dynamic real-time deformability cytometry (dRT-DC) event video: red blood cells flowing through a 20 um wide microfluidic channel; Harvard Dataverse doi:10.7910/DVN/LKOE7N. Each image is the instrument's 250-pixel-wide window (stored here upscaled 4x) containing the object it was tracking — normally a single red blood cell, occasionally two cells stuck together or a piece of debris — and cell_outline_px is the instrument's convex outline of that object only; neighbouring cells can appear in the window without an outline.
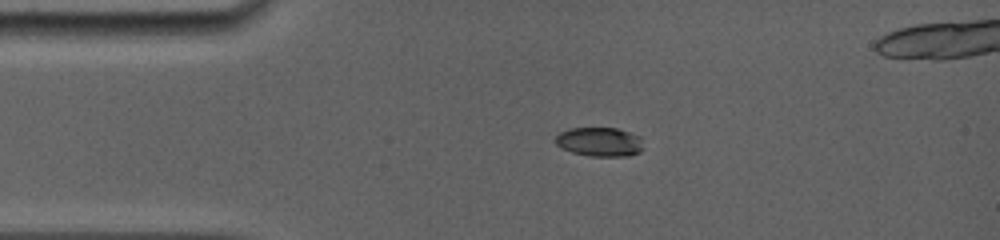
{"species": "common noctule bat (a hibernating species)", "species_latin": "Nyctalus noctula", "temperature_condition": "room temperature", "stored_images_in_passage": 64, "camera_frame_rate_fps": 5000, "um_per_image_px": 0.085, "animal": {"sex": "female", "body_mass_g": 19.0, "forearm_length_mm": 56.7}, "frame": {"image": 1, "passage_image": 1, "time_ms": 0.0, "image_size_px": [1000, 240], "cell_outline_px": [[644, 148], [640, 152], [628, 156], [588, 156], [572, 152], [560, 148], [552, 140], [560, 132], [568, 128], [616, 128], [640, 136]], "centroid_in_image_um": [50.94, 12.06], "position_along_channel_um": 34.1, "area_um2": 15.14}}
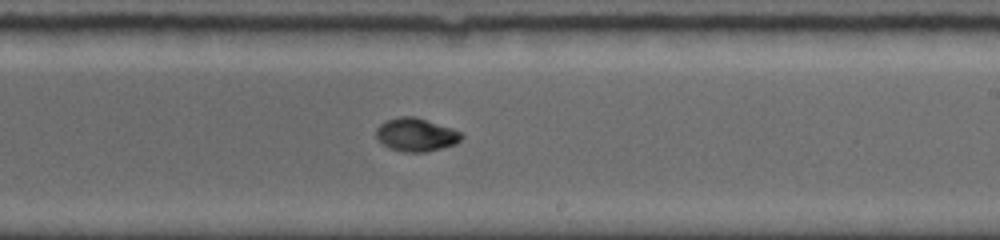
{"frame": {"image": 2, "passage_image": 33, "time_ms": 6.4, "image_size_px": [1000, 240], "cell_outline_px": [[464, 136], [456, 144], [424, 152], [404, 152], [388, 148], [376, 136], [376, 128], [380, 124], [388, 120], [400, 116], [416, 116], [452, 128], [460, 132]], "centroid_in_image_um": [35.37, 11.44], "position_along_channel_um": 253.6, "area_um2": 16.47}}
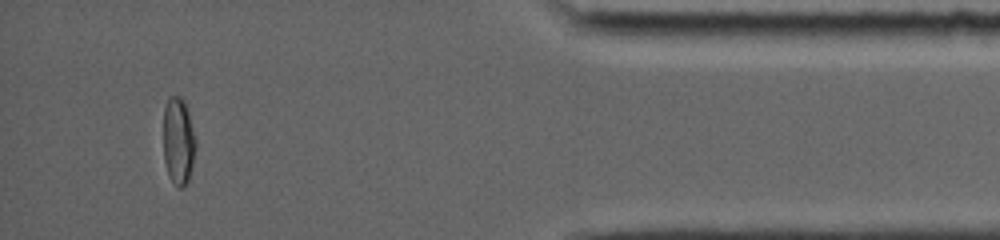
{"frame": {"image": 3, "passage_image": 59, "time_ms": 11.6, "image_size_px": [1000, 240], "cell_outline_px": [[196, 148], [188, 180], [180, 188], [176, 188], [168, 176], [164, 160], [164, 108], [168, 96], [180, 96], [184, 100], [196, 136]], "centroid_in_image_um": [15.16, 11.98], "position_along_channel_um": 420.0, "area_um2": 16.59}}